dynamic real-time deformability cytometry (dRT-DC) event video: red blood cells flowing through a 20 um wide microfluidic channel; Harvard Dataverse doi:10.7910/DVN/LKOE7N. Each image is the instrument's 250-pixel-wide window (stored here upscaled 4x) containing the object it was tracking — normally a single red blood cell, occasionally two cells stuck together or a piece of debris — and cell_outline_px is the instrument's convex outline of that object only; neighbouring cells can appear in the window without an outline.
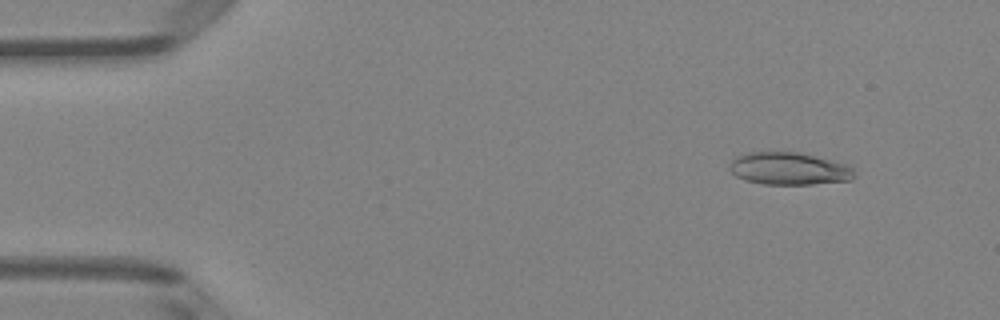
{"species": "Egyptian fruit bat (a non-hibernating species)", "species_latin": "Rousettus aegyptiacus", "temperature_condition": "room temperature", "stored_images_in_passage": 49, "camera_frame_rate_fps": 3000, "um_per_image_px": 0.085, "animal": {"sex": "female"}, "frame": {"image": 1, "passage_image": 5, "time_ms": 1.333, "image_size_px": [1000, 320], "cell_outline_px": [[856, 176], [852, 180], [812, 184], [764, 184], [744, 180], [736, 176], [728, 168], [728, 164], [736, 156], [748, 152], [796, 152], [852, 164], [856, 172]], "centroid_in_image_um": [67.12, 14.33], "position_along_channel_um": 17.9, "area_um2": 23.99}}
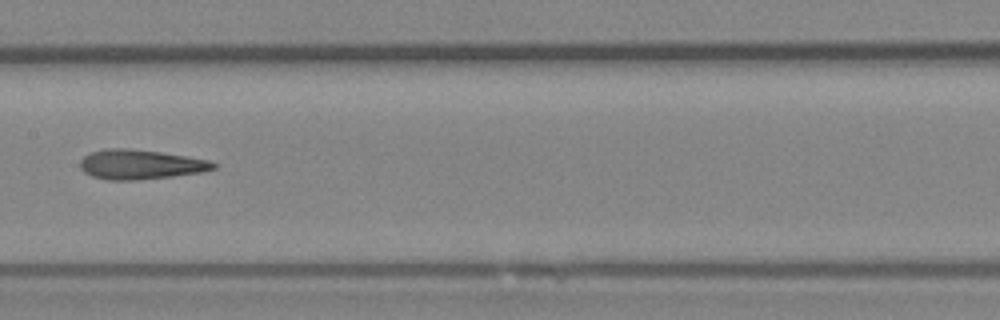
{"frame": {"image": 2, "passage_image": 25, "time_ms": 8.0, "image_size_px": [1000, 320], "cell_outline_px": [[216, 168], [200, 172], [172, 176], [136, 180], [108, 180], [92, 176], [84, 172], [80, 168], [80, 160], [88, 152], [108, 148], [128, 148], [160, 152], [208, 160], [216, 164]], "centroid_in_image_um": [11.87, 13.97], "position_along_channel_um": 195.5, "area_um2": 22.89}}
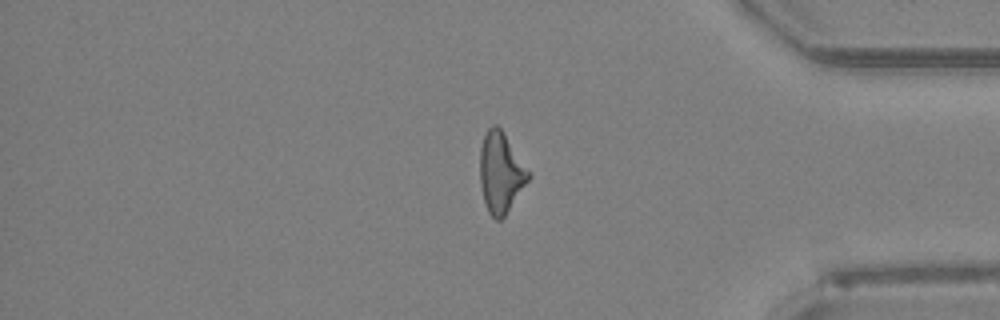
{"frame": {"image": 3, "passage_image": 41, "time_ms": 13.333, "image_size_px": [1000, 320], "cell_outline_px": [[532, 176], [504, 216], [500, 220], [496, 220], [488, 212], [484, 200], [480, 184], [480, 148], [484, 136], [488, 128], [492, 124], [496, 124], [504, 132], [532, 172]], "centroid_in_image_um": [42.59, 14.64], "position_along_channel_um": 392.6, "area_um2": 23.0}, "authors_computed_cell_mechanics": {"area_um2": 23.0622, "velocity_mm_per_s": 4.1259, "shape_relaxation_time_tau1_ms": null, "shape_relaxation_time_tau2_ms": 3.176, "deformation_change_tau1": null, "deformation_change_tau2": 0.1582}}